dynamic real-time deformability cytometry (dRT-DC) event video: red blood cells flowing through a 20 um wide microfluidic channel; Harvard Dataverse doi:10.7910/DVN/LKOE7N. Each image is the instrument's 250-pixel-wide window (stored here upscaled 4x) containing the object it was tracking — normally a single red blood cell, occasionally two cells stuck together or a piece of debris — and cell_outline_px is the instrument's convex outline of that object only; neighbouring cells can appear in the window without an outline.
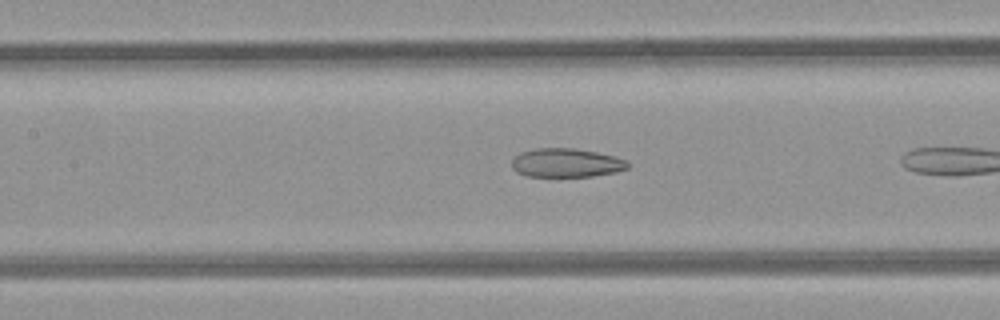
{"species": "common noctule bat (a hibernating species)", "species_latin": "Nyctalus noctula", "temperature_condition": "room temperature", "stored_images_in_passage": 9, "camera_frame_rate_fps": 3000, "um_per_image_px": 0.085, "animal": {"sex": "female", "body_mass_g": 21.9}, "frame": {"image": 1, "passage_image": 8, "time_ms": 2.333, "image_size_px": [1000, 320], "cell_outline_px": [[628, 168], [616, 172], [592, 176], [524, 176], [516, 172], [512, 168], [512, 160], [520, 152], [536, 148], [572, 148], [596, 152], [616, 156], [628, 160]], "centroid_in_image_um": [48.13, 13.84], "position_along_channel_um": 159.3, "area_um2": 19.54}}